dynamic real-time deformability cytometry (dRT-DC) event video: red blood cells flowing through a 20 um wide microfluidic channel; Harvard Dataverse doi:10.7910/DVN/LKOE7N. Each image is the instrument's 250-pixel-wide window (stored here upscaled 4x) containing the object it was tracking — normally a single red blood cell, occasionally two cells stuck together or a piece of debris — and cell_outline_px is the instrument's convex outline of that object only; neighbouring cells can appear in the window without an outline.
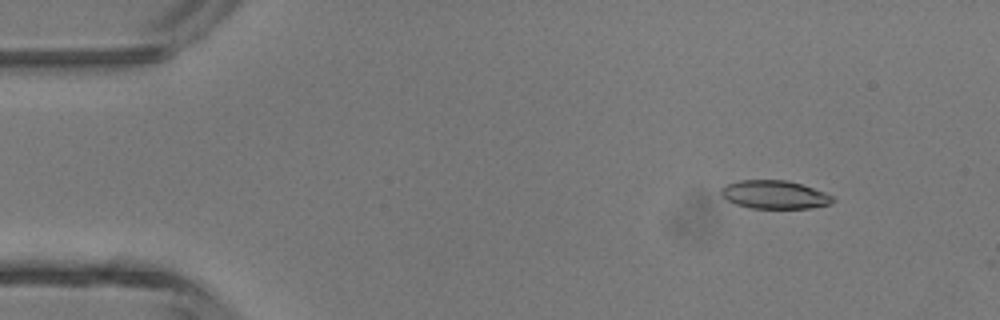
{"species": "common noctule bat (a hibernating species)", "species_latin": "Nyctalus noctula", "temperature_condition": "room temperature", "stored_images_in_passage": 5, "camera_frame_rate_fps": 3000, "um_per_image_px": 0.085, "animal": {"sex": "male", "body_mass_g": 13.3}, "frame": {"image": 1, "passage_image": 2, "time_ms": 0.333, "image_size_px": [1000, 320], "cell_outline_px": [[836, 200], [832, 204], [812, 208], [752, 208], [736, 204], [720, 196], [720, 188], [724, 184], [740, 180], [788, 180], [824, 192], [832, 196]], "centroid_in_image_um": [65.81, 16.54], "position_along_channel_um": 19.2, "area_um2": 18.55}}
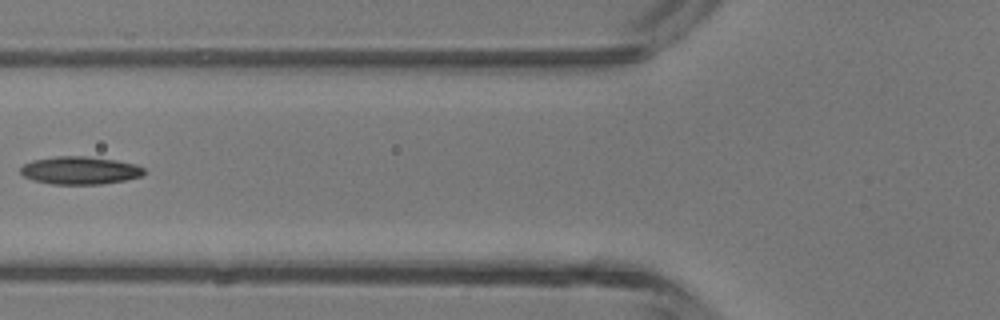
{"frame": {"image": 2, "passage_image": 5, "time_ms": 1.333, "image_size_px": [1000, 320], "cell_outline_px": [[144, 172], [140, 176], [124, 180], [100, 184], [52, 184], [32, 180], [24, 176], [20, 172], [20, 168], [24, 164], [32, 160], [56, 156], [88, 156], [116, 160], [136, 164], [144, 168]], "centroid_in_image_um": [6.77, 14.48], "position_along_channel_um": 119.0, "area_um2": 20.0}}